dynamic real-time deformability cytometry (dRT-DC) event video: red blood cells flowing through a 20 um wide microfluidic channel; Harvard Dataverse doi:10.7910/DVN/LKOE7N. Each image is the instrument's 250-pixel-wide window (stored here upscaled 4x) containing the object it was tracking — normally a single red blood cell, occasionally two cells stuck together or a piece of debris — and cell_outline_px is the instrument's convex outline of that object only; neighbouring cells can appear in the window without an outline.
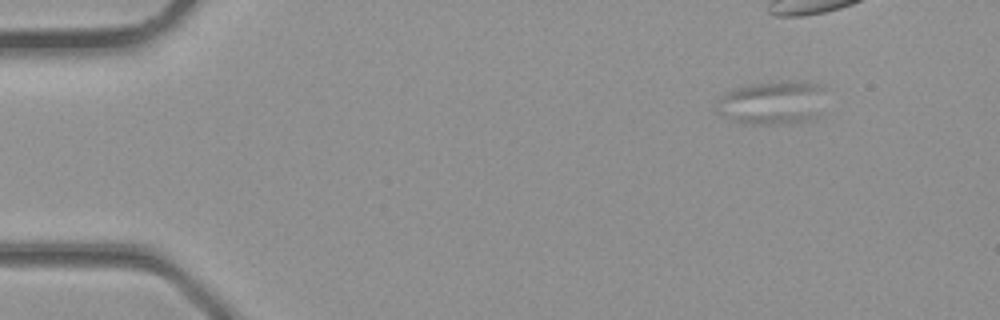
{"species": "common noctule bat (a hibernating species)", "species_latin": "Nyctalus noctula", "temperature_condition": "room temperature", "stored_images_in_passage": 4, "camera_frame_rate_fps": 3000, "um_per_image_px": 0.085, "animal": {"sex": "male", "body_mass_g": 23.1, "forearm_length_mm": 52.7}, "frame": {"image": 1, "passage_image": 1, "time_ms": 0.0, "image_size_px": [1000, 320], "cell_outline_px": [[820, 88], [816, 116], [812, 120], [780, 124], [744, 124], [724, 116], [720, 112], [716, 100], [728, 92], [736, 88], [752, 84], [816, 84]], "centroid_in_image_um": [65.51, 8.8], "position_along_channel_um": 19.5, "area_um2": 25.72}}
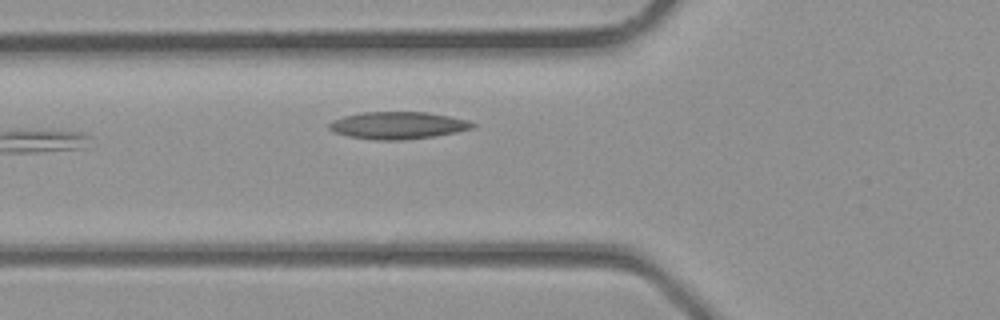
{"frame": {"image": 2, "passage_image": 4, "time_ms": 1.0, "image_size_px": [1000, 320], "cell_outline_px": [[476, 128], [456, 132], [432, 136], [400, 140], [376, 140], [348, 136], [336, 132], [328, 128], [328, 124], [332, 120], [344, 116], [360, 112], [428, 112], [468, 120], [476, 124]], "centroid_in_image_um": [33.83, 10.65], "position_along_channel_um": 92.0, "area_um2": 22.72}}